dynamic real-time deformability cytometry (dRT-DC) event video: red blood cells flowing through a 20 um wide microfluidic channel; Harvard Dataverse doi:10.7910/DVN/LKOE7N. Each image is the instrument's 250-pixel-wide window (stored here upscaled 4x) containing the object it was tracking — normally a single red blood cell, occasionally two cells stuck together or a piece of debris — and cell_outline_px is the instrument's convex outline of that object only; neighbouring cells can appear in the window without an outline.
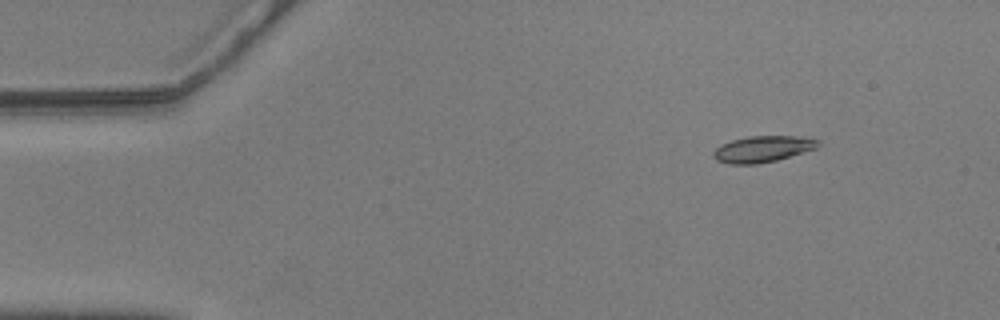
{"species": "common noctule bat (a hibernating species)", "species_latin": "Nyctalus noctula", "temperature_condition": "warm", "stored_images_in_passage": 50, "camera_frame_rate_fps": 3000, "um_per_image_px": 0.085, "animal": {"sex": "male", "body_mass_g": 20.5, "forearm_length_mm": 52.5}, "frame": {"image": 1, "passage_image": 1, "time_ms": 0.0, "image_size_px": [1000, 320], "cell_outline_px": [[820, 144], [816, 148], [776, 160], [756, 164], [728, 164], [716, 160], [712, 156], [712, 152], [720, 144], [732, 140], [748, 136], [808, 136], [820, 140]], "centroid_in_image_um": [64.82, 12.65], "position_along_channel_um": 20.2, "area_um2": 16.18}}
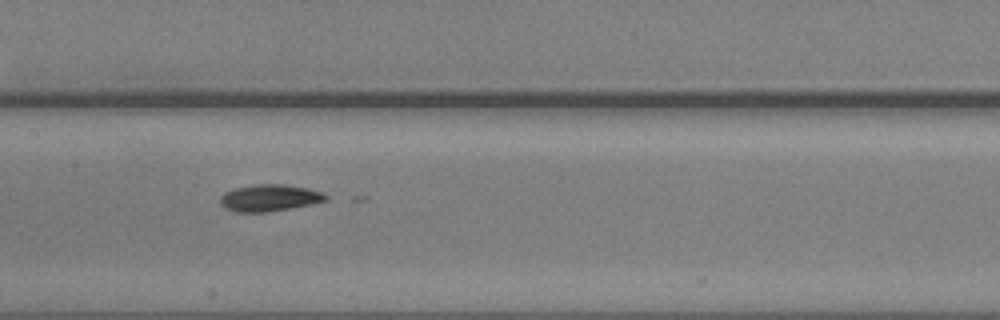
{"frame": {"image": 2, "passage_image": 22, "time_ms": 7.0, "image_size_px": [1000, 320], "cell_outline_px": [[328, 200], [288, 208], [264, 212], [236, 212], [224, 208], [220, 204], [220, 196], [224, 192], [236, 188], [256, 184], [284, 184], [308, 188], [324, 192], [328, 196]], "centroid_in_image_um": [22.89, 16.81], "position_along_channel_um": 184.5, "area_um2": 16.42}}
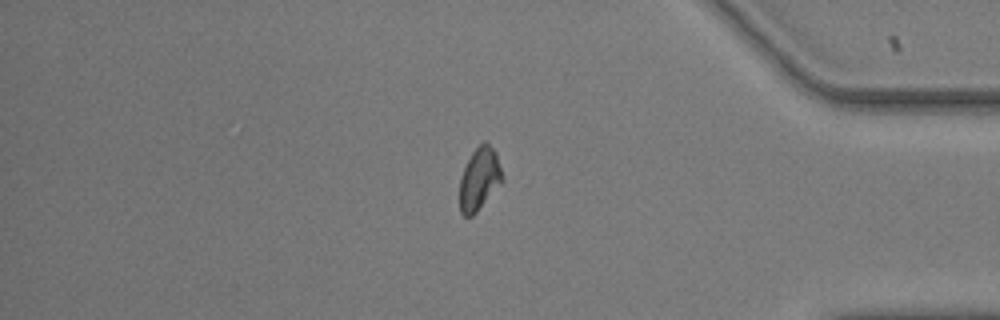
{"frame": {"image": 3, "passage_image": 42, "time_ms": 13.667, "image_size_px": [1000, 320], "cell_outline_px": [[504, 180], [476, 212], [472, 216], [464, 216], [460, 212], [460, 176], [472, 152], [484, 140], [496, 152], [504, 176]], "centroid_in_image_um": [40.76, 15.2], "position_along_channel_um": 394.4, "area_um2": 15.49}}